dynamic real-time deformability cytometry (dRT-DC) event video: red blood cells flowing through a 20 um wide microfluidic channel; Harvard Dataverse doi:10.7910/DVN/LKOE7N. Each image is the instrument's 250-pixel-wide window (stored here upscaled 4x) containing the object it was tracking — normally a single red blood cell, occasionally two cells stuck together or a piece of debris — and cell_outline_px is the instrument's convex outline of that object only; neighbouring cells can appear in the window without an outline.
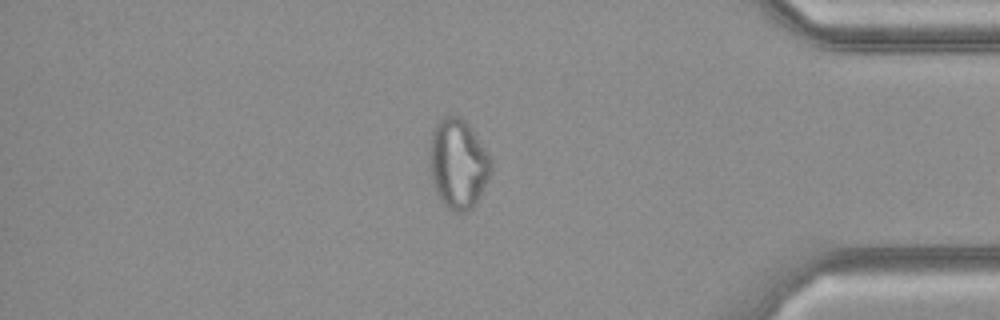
{"species": "common noctule bat (a hibernating species)", "species_latin": "Nyctalus noctula", "temperature_condition": "cold", "stored_images_in_passage": 36, "camera_frame_rate_fps": 3000, "um_per_image_px": 0.085, "animal": {"sex": "female", "body_mass_g": 21.9}, "frame": {"image": 1, "passage_image": 31, "time_ms": 10.0, "image_size_px": [1000, 320], "cell_outline_px": [[492, 168], [476, 204], [472, 208], [464, 212], [456, 212], [448, 208], [440, 200], [436, 192], [432, 180], [432, 132], [436, 124], [444, 116], [460, 116], [472, 128], [484, 148], [492, 164]], "centroid_in_image_um": [38.96, 13.94], "position_along_channel_um": 396.2, "area_um2": 31.21}}